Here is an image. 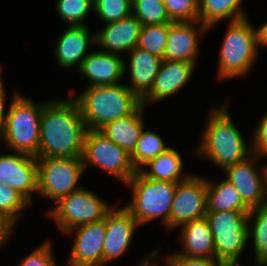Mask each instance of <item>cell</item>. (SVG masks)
Returning <instances> with one entry per match:
<instances>
[{
  "instance_id": "cell-40",
  "label": "cell",
  "mask_w": 267,
  "mask_h": 266,
  "mask_svg": "<svg viewBox=\"0 0 267 266\" xmlns=\"http://www.w3.org/2000/svg\"><path fill=\"white\" fill-rule=\"evenodd\" d=\"M5 90L3 86H0V134L3 129L4 125V118H5Z\"/></svg>"
},
{
  "instance_id": "cell-20",
  "label": "cell",
  "mask_w": 267,
  "mask_h": 266,
  "mask_svg": "<svg viewBox=\"0 0 267 266\" xmlns=\"http://www.w3.org/2000/svg\"><path fill=\"white\" fill-rule=\"evenodd\" d=\"M87 26H68L59 37L55 57L62 68H70L78 63L80 68L83 60L88 56L85 54L88 45L96 44V34L89 36Z\"/></svg>"
},
{
  "instance_id": "cell-14",
  "label": "cell",
  "mask_w": 267,
  "mask_h": 266,
  "mask_svg": "<svg viewBox=\"0 0 267 266\" xmlns=\"http://www.w3.org/2000/svg\"><path fill=\"white\" fill-rule=\"evenodd\" d=\"M70 266H103V245L106 237L105 218L76 227Z\"/></svg>"
},
{
  "instance_id": "cell-10",
  "label": "cell",
  "mask_w": 267,
  "mask_h": 266,
  "mask_svg": "<svg viewBox=\"0 0 267 266\" xmlns=\"http://www.w3.org/2000/svg\"><path fill=\"white\" fill-rule=\"evenodd\" d=\"M82 161L84 169L90 164L106 170L125 184L137 172L130 154L99 130H87L84 137Z\"/></svg>"
},
{
  "instance_id": "cell-7",
  "label": "cell",
  "mask_w": 267,
  "mask_h": 266,
  "mask_svg": "<svg viewBox=\"0 0 267 266\" xmlns=\"http://www.w3.org/2000/svg\"><path fill=\"white\" fill-rule=\"evenodd\" d=\"M250 211L207 212L206 218L213 235L215 259L230 266L238 265V257L247 245L248 214Z\"/></svg>"
},
{
  "instance_id": "cell-33",
  "label": "cell",
  "mask_w": 267,
  "mask_h": 266,
  "mask_svg": "<svg viewBox=\"0 0 267 266\" xmlns=\"http://www.w3.org/2000/svg\"><path fill=\"white\" fill-rule=\"evenodd\" d=\"M31 204L17 190L0 182V213L7 215L15 223L20 217V211Z\"/></svg>"
},
{
  "instance_id": "cell-27",
  "label": "cell",
  "mask_w": 267,
  "mask_h": 266,
  "mask_svg": "<svg viewBox=\"0 0 267 266\" xmlns=\"http://www.w3.org/2000/svg\"><path fill=\"white\" fill-rule=\"evenodd\" d=\"M169 148L155 132L144 131L143 129L135 149L130 154L132 164L136 171H140L150 160L155 159Z\"/></svg>"
},
{
  "instance_id": "cell-36",
  "label": "cell",
  "mask_w": 267,
  "mask_h": 266,
  "mask_svg": "<svg viewBox=\"0 0 267 266\" xmlns=\"http://www.w3.org/2000/svg\"><path fill=\"white\" fill-rule=\"evenodd\" d=\"M167 257L168 262L172 266H230L228 263L219 259L187 257L177 253Z\"/></svg>"
},
{
  "instance_id": "cell-43",
  "label": "cell",
  "mask_w": 267,
  "mask_h": 266,
  "mask_svg": "<svg viewBox=\"0 0 267 266\" xmlns=\"http://www.w3.org/2000/svg\"><path fill=\"white\" fill-rule=\"evenodd\" d=\"M0 66H1V65H0ZM0 72H1V67H0ZM0 86H3L1 76H0Z\"/></svg>"
},
{
  "instance_id": "cell-5",
  "label": "cell",
  "mask_w": 267,
  "mask_h": 266,
  "mask_svg": "<svg viewBox=\"0 0 267 266\" xmlns=\"http://www.w3.org/2000/svg\"><path fill=\"white\" fill-rule=\"evenodd\" d=\"M133 188V200L124 207L141 226L162 217V223L170 229V213L177 183L154 180L140 171L126 183Z\"/></svg>"
},
{
  "instance_id": "cell-15",
  "label": "cell",
  "mask_w": 267,
  "mask_h": 266,
  "mask_svg": "<svg viewBox=\"0 0 267 266\" xmlns=\"http://www.w3.org/2000/svg\"><path fill=\"white\" fill-rule=\"evenodd\" d=\"M251 159V160H250ZM252 155L243 161L224 169L225 178L234 185L242 201L250 208H256L265 203L264 198V168L258 172L253 165Z\"/></svg>"
},
{
  "instance_id": "cell-42",
  "label": "cell",
  "mask_w": 267,
  "mask_h": 266,
  "mask_svg": "<svg viewBox=\"0 0 267 266\" xmlns=\"http://www.w3.org/2000/svg\"><path fill=\"white\" fill-rule=\"evenodd\" d=\"M264 198L267 204V165L264 166Z\"/></svg>"
},
{
  "instance_id": "cell-1",
  "label": "cell",
  "mask_w": 267,
  "mask_h": 266,
  "mask_svg": "<svg viewBox=\"0 0 267 266\" xmlns=\"http://www.w3.org/2000/svg\"><path fill=\"white\" fill-rule=\"evenodd\" d=\"M59 101L43 105L36 158L82 157L87 128L78 103L74 98Z\"/></svg>"
},
{
  "instance_id": "cell-24",
  "label": "cell",
  "mask_w": 267,
  "mask_h": 266,
  "mask_svg": "<svg viewBox=\"0 0 267 266\" xmlns=\"http://www.w3.org/2000/svg\"><path fill=\"white\" fill-rule=\"evenodd\" d=\"M207 184V212L218 211H250L242 201L241 196L233 184L226 179L217 185L206 179Z\"/></svg>"
},
{
  "instance_id": "cell-12",
  "label": "cell",
  "mask_w": 267,
  "mask_h": 266,
  "mask_svg": "<svg viewBox=\"0 0 267 266\" xmlns=\"http://www.w3.org/2000/svg\"><path fill=\"white\" fill-rule=\"evenodd\" d=\"M0 155V182L17 190L30 203L38 191L37 158L24 153Z\"/></svg>"
},
{
  "instance_id": "cell-28",
  "label": "cell",
  "mask_w": 267,
  "mask_h": 266,
  "mask_svg": "<svg viewBox=\"0 0 267 266\" xmlns=\"http://www.w3.org/2000/svg\"><path fill=\"white\" fill-rule=\"evenodd\" d=\"M254 215V225H248V239L253 235L255 261L258 266H265L267 263V204L264 203L251 209L248 214V221H251L250 219Z\"/></svg>"
},
{
  "instance_id": "cell-19",
  "label": "cell",
  "mask_w": 267,
  "mask_h": 266,
  "mask_svg": "<svg viewBox=\"0 0 267 266\" xmlns=\"http://www.w3.org/2000/svg\"><path fill=\"white\" fill-rule=\"evenodd\" d=\"M125 70L123 58L118 54H110L102 50L88 53L79 68L80 73L90 80L87 87L119 84Z\"/></svg>"
},
{
  "instance_id": "cell-23",
  "label": "cell",
  "mask_w": 267,
  "mask_h": 266,
  "mask_svg": "<svg viewBox=\"0 0 267 266\" xmlns=\"http://www.w3.org/2000/svg\"><path fill=\"white\" fill-rule=\"evenodd\" d=\"M143 109L144 107L140 105L130 115L106 124L99 131L131 154L144 129L141 114Z\"/></svg>"
},
{
  "instance_id": "cell-3",
  "label": "cell",
  "mask_w": 267,
  "mask_h": 266,
  "mask_svg": "<svg viewBox=\"0 0 267 266\" xmlns=\"http://www.w3.org/2000/svg\"><path fill=\"white\" fill-rule=\"evenodd\" d=\"M223 105L211 111L197 153L224 170L253 154Z\"/></svg>"
},
{
  "instance_id": "cell-39",
  "label": "cell",
  "mask_w": 267,
  "mask_h": 266,
  "mask_svg": "<svg viewBox=\"0 0 267 266\" xmlns=\"http://www.w3.org/2000/svg\"><path fill=\"white\" fill-rule=\"evenodd\" d=\"M257 34V46L265 45L267 46V22L256 29Z\"/></svg>"
},
{
  "instance_id": "cell-6",
  "label": "cell",
  "mask_w": 267,
  "mask_h": 266,
  "mask_svg": "<svg viewBox=\"0 0 267 266\" xmlns=\"http://www.w3.org/2000/svg\"><path fill=\"white\" fill-rule=\"evenodd\" d=\"M257 48L256 29L249 19L229 22L219 56V79L245 75L256 59Z\"/></svg>"
},
{
  "instance_id": "cell-4",
  "label": "cell",
  "mask_w": 267,
  "mask_h": 266,
  "mask_svg": "<svg viewBox=\"0 0 267 266\" xmlns=\"http://www.w3.org/2000/svg\"><path fill=\"white\" fill-rule=\"evenodd\" d=\"M44 103L35 104L22 95L14 94L5 113L1 139L15 152L35 156L40 145V124Z\"/></svg>"
},
{
  "instance_id": "cell-38",
  "label": "cell",
  "mask_w": 267,
  "mask_h": 266,
  "mask_svg": "<svg viewBox=\"0 0 267 266\" xmlns=\"http://www.w3.org/2000/svg\"><path fill=\"white\" fill-rule=\"evenodd\" d=\"M15 222L7 215L0 213V246L9 239Z\"/></svg>"
},
{
  "instance_id": "cell-11",
  "label": "cell",
  "mask_w": 267,
  "mask_h": 266,
  "mask_svg": "<svg viewBox=\"0 0 267 266\" xmlns=\"http://www.w3.org/2000/svg\"><path fill=\"white\" fill-rule=\"evenodd\" d=\"M207 213L206 179L196 175L177 183L170 213V228L201 219Z\"/></svg>"
},
{
  "instance_id": "cell-21",
  "label": "cell",
  "mask_w": 267,
  "mask_h": 266,
  "mask_svg": "<svg viewBox=\"0 0 267 266\" xmlns=\"http://www.w3.org/2000/svg\"><path fill=\"white\" fill-rule=\"evenodd\" d=\"M130 58L132 85L127 87L142 100L152 88L163 59L138 47L130 51Z\"/></svg>"
},
{
  "instance_id": "cell-17",
  "label": "cell",
  "mask_w": 267,
  "mask_h": 266,
  "mask_svg": "<svg viewBox=\"0 0 267 266\" xmlns=\"http://www.w3.org/2000/svg\"><path fill=\"white\" fill-rule=\"evenodd\" d=\"M195 63L164 60L161 63L158 75L148 94L141 100V105L160 101L174 95L190 79Z\"/></svg>"
},
{
  "instance_id": "cell-35",
  "label": "cell",
  "mask_w": 267,
  "mask_h": 266,
  "mask_svg": "<svg viewBox=\"0 0 267 266\" xmlns=\"http://www.w3.org/2000/svg\"><path fill=\"white\" fill-rule=\"evenodd\" d=\"M19 266H56L49 241L37 247Z\"/></svg>"
},
{
  "instance_id": "cell-13",
  "label": "cell",
  "mask_w": 267,
  "mask_h": 266,
  "mask_svg": "<svg viewBox=\"0 0 267 266\" xmlns=\"http://www.w3.org/2000/svg\"><path fill=\"white\" fill-rule=\"evenodd\" d=\"M105 224L103 266L126 252L135 229L140 226L124 207L121 209L113 207L105 217Z\"/></svg>"
},
{
  "instance_id": "cell-8",
  "label": "cell",
  "mask_w": 267,
  "mask_h": 266,
  "mask_svg": "<svg viewBox=\"0 0 267 266\" xmlns=\"http://www.w3.org/2000/svg\"><path fill=\"white\" fill-rule=\"evenodd\" d=\"M56 205L48 215L66 234H72L76 227L104 219L113 208L83 187L61 198Z\"/></svg>"
},
{
  "instance_id": "cell-2",
  "label": "cell",
  "mask_w": 267,
  "mask_h": 266,
  "mask_svg": "<svg viewBox=\"0 0 267 266\" xmlns=\"http://www.w3.org/2000/svg\"><path fill=\"white\" fill-rule=\"evenodd\" d=\"M78 103L87 130H100L106 124L133 113L141 100L127 85L87 87L74 98Z\"/></svg>"
},
{
  "instance_id": "cell-25",
  "label": "cell",
  "mask_w": 267,
  "mask_h": 266,
  "mask_svg": "<svg viewBox=\"0 0 267 266\" xmlns=\"http://www.w3.org/2000/svg\"><path fill=\"white\" fill-rule=\"evenodd\" d=\"M182 161L178 151L170 147L166 152L159 154L155 159L144 165L143 168L150 166L151 171L141 169L140 172L149 179L179 183L190 176L182 177Z\"/></svg>"
},
{
  "instance_id": "cell-30",
  "label": "cell",
  "mask_w": 267,
  "mask_h": 266,
  "mask_svg": "<svg viewBox=\"0 0 267 266\" xmlns=\"http://www.w3.org/2000/svg\"><path fill=\"white\" fill-rule=\"evenodd\" d=\"M132 13L142 26L172 22L163 0H132Z\"/></svg>"
},
{
  "instance_id": "cell-34",
  "label": "cell",
  "mask_w": 267,
  "mask_h": 266,
  "mask_svg": "<svg viewBox=\"0 0 267 266\" xmlns=\"http://www.w3.org/2000/svg\"><path fill=\"white\" fill-rule=\"evenodd\" d=\"M172 22L199 21V0H163Z\"/></svg>"
},
{
  "instance_id": "cell-16",
  "label": "cell",
  "mask_w": 267,
  "mask_h": 266,
  "mask_svg": "<svg viewBox=\"0 0 267 266\" xmlns=\"http://www.w3.org/2000/svg\"><path fill=\"white\" fill-rule=\"evenodd\" d=\"M198 23L199 29H196L195 24ZM207 30L200 21L169 23L164 60L195 63L199 50L198 37Z\"/></svg>"
},
{
  "instance_id": "cell-41",
  "label": "cell",
  "mask_w": 267,
  "mask_h": 266,
  "mask_svg": "<svg viewBox=\"0 0 267 266\" xmlns=\"http://www.w3.org/2000/svg\"><path fill=\"white\" fill-rule=\"evenodd\" d=\"M156 255H157V251H154V252H151L149 255H148V258H145L144 259V261L142 260L141 262L142 263H140L139 264V266H157V262L156 263H154L153 262V258H155L156 257ZM166 262V265L167 266H172L169 262H168V260H165Z\"/></svg>"
},
{
  "instance_id": "cell-9",
  "label": "cell",
  "mask_w": 267,
  "mask_h": 266,
  "mask_svg": "<svg viewBox=\"0 0 267 266\" xmlns=\"http://www.w3.org/2000/svg\"><path fill=\"white\" fill-rule=\"evenodd\" d=\"M39 195L53 199L61 198L79 190L76 184L84 172L82 157L37 158Z\"/></svg>"
},
{
  "instance_id": "cell-37",
  "label": "cell",
  "mask_w": 267,
  "mask_h": 266,
  "mask_svg": "<svg viewBox=\"0 0 267 266\" xmlns=\"http://www.w3.org/2000/svg\"><path fill=\"white\" fill-rule=\"evenodd\" d=\"M258 125L252 139L253 142L251 143L254 161L260 156L267 157V114H265Z\"/></svg>"
},
{
  "instance_id": "cell-26",
  "label": "cell",
  "mask_w": 267,
  "mask_h": 266,
  "mask_svg": "<svg viewBox=\"0 0 267 266\" xmlns=\"http://www.w3.org/2000/svg\"><path fill=\"white\" fill-rule=\"evenodd\" d=\"M242 0H199V21L208 29L222 19L235 22L247 18L240 4Z\"/></svg>"
},
{
  "instance_id": "cell-29",
  "label": "cell",
  "mask_w": 267,
  "mask_h": 266,
  "mask_svg": "<svg viewBox=\"0 0 267 266\" xmlns=\"http://www.w3.org/2000/svg\"><path fill=\"white\" fill-rule=\"evenodd\" d=\"M169 23L141 27L137 47L164 59Z\"/></svg>"
},
{
  "instance_id": "cell-31",
  "label": "cell",
  "mask_w": 267,
  "mask_h": 266,
  "mask_svg": "<svg viewBox=\"0 0 267 266\" xmlns=\"http://www.w3.org/2000/svg\"><path fill=\"white\" fill-rule=\"evenodd\" d=\"M57 13L69 26H84L82 21L91 8L93 0H57ZM69 23V24H68Z\"/></svg>"
},
{
  "instance_id": "cell-18",
  "label": "cell",
  "mask_w": 267,
  "mask_h": 266,
  "mask_svg": "<svg viewBox=\"0 0 267 266\" xmlns=\"http://www.w3.org/2000/svg\"><path fill=\"white\" fill-rule=\"evenodd\" d=\"M141 27V22L131 13L119 21L106 24L105 28L96 34V44L105 47L103 52L110 54L130 52L137 47Z\"/></svg>"
},
{
  "instance_id": "cell-22",
  "label": "cell",
  "mask_w": 267,
  "mask_h": 266,
  "mask_svg": "<svg viewBox=\"0 0 267 266\" xmlns=\"http://www.w3.org/2000/svg\"><path fill=\"white\" fill-rule=\"evenodd\" d=\"M184 251L177 254L187 257L215 259L213 235L206 217L181 225Z\"/></svg>"
},
{
  "instance_id": "cell-32",
  "label": "cell",
  "mask_w": 267,
  "mask_h": 266,
  "mask_svg": "<svg viewBox=\"0 0 267 266\" xmlns=\"http://www.w3.org/2000/svg\"><path fill=\"white\" fill-rule=\"evenodd\" d=\"M94 10L105 23H113L132 13V0H93Z\"/></svg>"
}]
</instances>
